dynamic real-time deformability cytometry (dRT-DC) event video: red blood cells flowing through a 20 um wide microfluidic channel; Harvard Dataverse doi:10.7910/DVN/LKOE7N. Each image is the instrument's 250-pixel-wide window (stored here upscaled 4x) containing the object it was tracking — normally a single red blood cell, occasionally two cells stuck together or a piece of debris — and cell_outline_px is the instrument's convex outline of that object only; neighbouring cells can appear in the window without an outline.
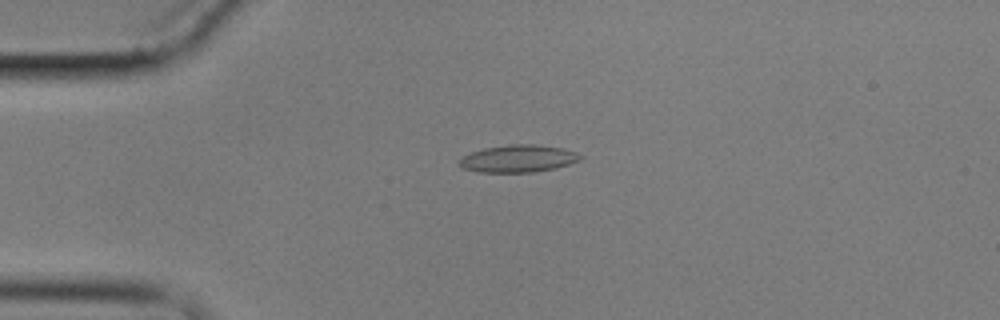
{"species": "common noctule bat (a hibernating species)", "species_latin": "Nyctalus noctula", "temperature_condition": "cold", "stored_images_in_passage": 8, "camera_frame_rate_fps": 3000, "um_per_image_px": 0.085, "animal": {"sex": "male", "body_mass_g": 17.9}, "frame": {"image": 1, "passage_image": 1, "time_ms": 0.0, "image_size_px": [1000, 320], "cell_outline_px": [[584, 156], [580, 160], [556, 168], [532, 172], [480, 172], [460, 168], [456, 164], [456, 160], [460, 156], [484, 148], [508, 144], [536, 144], [564, 148], [576, 152]], "centroid_in_image_um": [43.99, 13.48], "position_along_channel_um": 41.0, "area_um2": 19.65}}
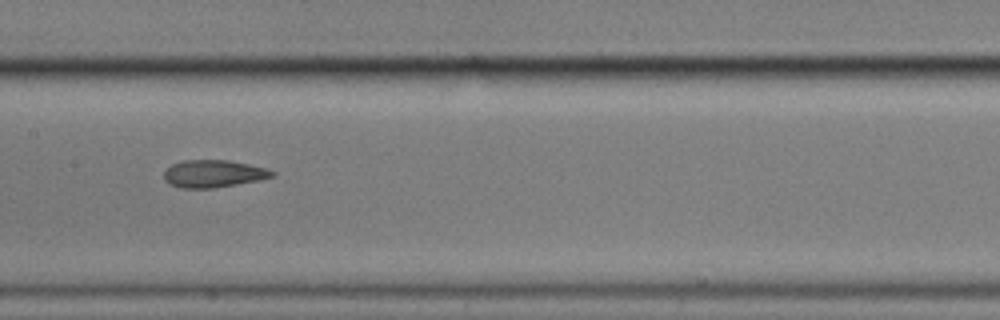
{"frame": {"image": 2, "passage_image": 5, "time_ms": 5.0, "image_size_px": [1000, 320], "cell_outline_px": [[276, 176], [260, 180], [212, 188], [180, 188], [168, 184], [164, 180], [164, 172], [172, 164], [184, 160], [228, 160], [248, 164], [264, 168], [276, 172]], "centroid_in_image_um": [18.13, 14.77], "position_along_channel_um": 189.3, "area_um2": 17.28}}
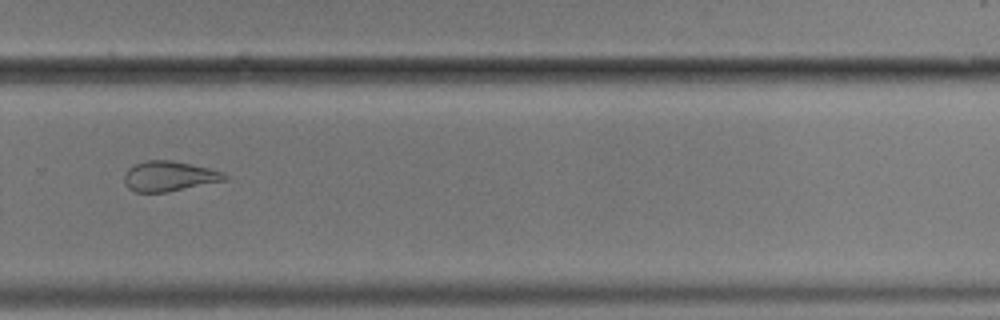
{"frame": {"image": 3, "passage_image": 8, "time_ms": 8.667, "image_size_px": [1000, 320], "cell_outline_px": [[228, 180], [168, 192], [136, 192], [128, 188], [124, 184], [124, 176], [128, 168], [144, 160], [168, 160], [192, 164], [224, 172], [228, 176]], "centroid_in_image_um": [14.39, 14.98], "position_along_channel_um": 315.4, "area_um2": 17.74}}